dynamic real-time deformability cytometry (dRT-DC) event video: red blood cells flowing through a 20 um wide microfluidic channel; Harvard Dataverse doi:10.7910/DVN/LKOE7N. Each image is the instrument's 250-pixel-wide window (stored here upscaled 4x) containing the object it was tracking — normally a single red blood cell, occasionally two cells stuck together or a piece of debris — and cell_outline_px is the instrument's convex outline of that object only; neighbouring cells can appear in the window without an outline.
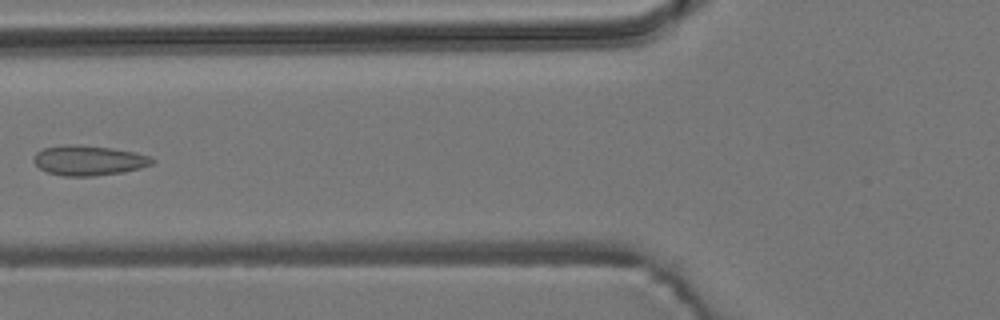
{"species": "common noctule bat (a hibernating species)", "species_latin": "Nyctalus noctula", "temperature_condition": "room temperature", "stored_images_in_passage": 7, "camera_frame_rate_fps": 3000, "um_per_image_px": 0.085, "animal": {"sex": "male", "body_mass_g": 19.2, "forearm_length_mm": 51.8}, "frame": {"image": 1, "passage_image": 6, "time_ms": 6.0, "image_size_px": [1000, 320], "cell_outline_px": [[156, 160], [152, 164], [140, 168], [124, 172], [92, 176], [64, 176], [48, 172], [40, 168], [32, 160], [36, 152], [44, 148], [64, 144], [76, 144], [112, 148], [136, 152], [148, 156]], "centroid_in_image_um": [7.54, 13.63], "position_along_channel_um": 118.3, "area_um2": 20.75}}
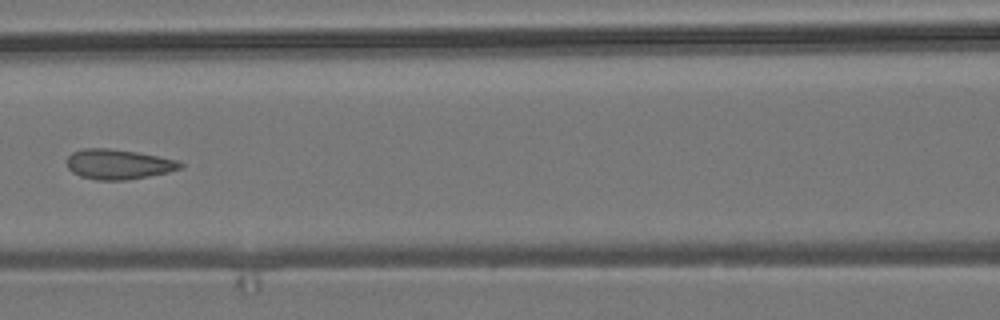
{"frame": {"image": 2, "passage_image": 7, "time_ms": 7.0, "image_size_px": [1000, 320], "cell_outline_px": [[184, 168], [168, 172], [148, 176], [124, 180], [96, 180], [80, 176], [72, 172], [68, 168], [68, 156], [72, 152], [84, 148], [108, 148], [136, 152], [176, 160], [184, 164]], "centroid_in_image_um": [10.06, 13.96], "position_along_channel_um": 156.5, "area_um2": 19.71}}